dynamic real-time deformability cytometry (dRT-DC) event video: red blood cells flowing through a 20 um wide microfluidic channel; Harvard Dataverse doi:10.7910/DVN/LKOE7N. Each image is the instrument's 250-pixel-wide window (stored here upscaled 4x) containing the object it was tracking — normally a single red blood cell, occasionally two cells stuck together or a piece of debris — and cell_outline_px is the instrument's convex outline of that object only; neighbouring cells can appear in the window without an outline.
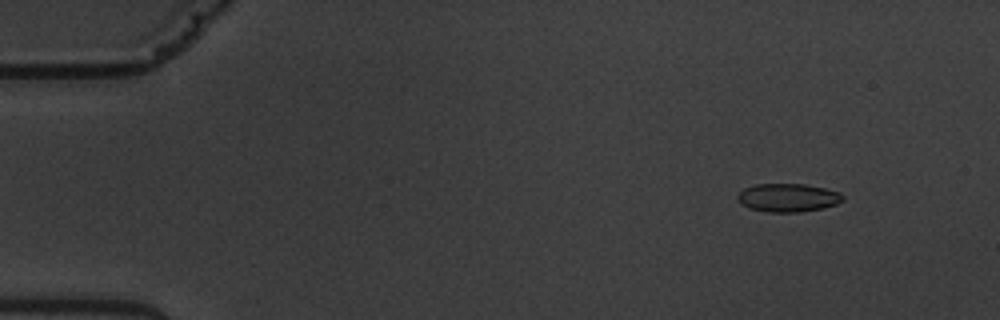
{"species": "common noctule bat (a hibernating species)", "species_latin": "Nyctalus noctula", "temperature_condition": "warm", "stored_images_in_passage": 4, "camera_frame_rate_fps": 3000, "um_per_image_px": 0.085, "animal": {"sex": "male", "body_mass_g": 19.5, "forearm_length_mm": 54.6}, "frame": {"image": 1, "passage_image": 1, "time_ms": 0.0, "image_size_px": [1000, 320], "cell_outline_px": [[844, 200], [836, 204], [824, 208], [800, 212], [768, 212], [748, 208], [740, 204], [736, 200], [736, 196], [744, 188], [756, 184], [804, 184], [824, 188], [840, 192], [844, 196]], "centroid_in_image_um": [66.96, 16.81], "position_along_channel_um": 18.0, "area_um2": 17.57}}
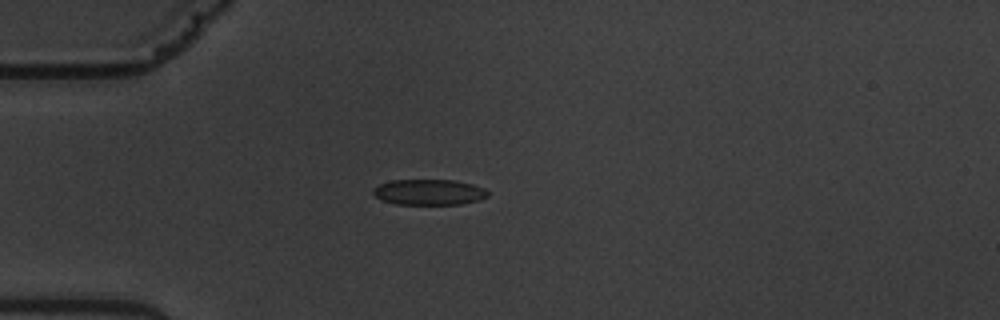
{"frame": {"image": 2, "passage_image": 4, "time_ms": 3.333, "image_size_px": [1000, 320], "cell_outline_px": [[488, 196], [480, 200], [460, 204], [396, 204], [380, 200], [372, 192], [372, 188], [380, 184], [392, 180], [452, 180], [472, 184], [484, 188], [488, 192]], "centroid_in_image_um": [36.45, 16.33], "position_along_channel_um": 48.6, "area_um2": 17.17}}